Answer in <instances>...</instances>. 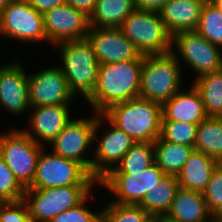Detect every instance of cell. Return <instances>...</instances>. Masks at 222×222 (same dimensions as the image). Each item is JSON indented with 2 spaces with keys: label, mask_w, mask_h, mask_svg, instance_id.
I'll return each mask as SVG.
<instances>
[{
  "label": "cell",
  "mask_w": 222,
  "mask_h": 222,
  "mask_svg": "<svg viewBox=\"0 0 222 222\" xmlns=\"http://www.w3.org/2000/svg\"><path fill=\"white\" fill-rule=\"evenodd\" d=\"M144 55L136 60L99 65L97 85L86 99L95 113L110 106L140 97L141 69Z\"/></svg>",
  "instance_id": "obj_1"
},
{
  "label": "cell",
  "mask_w": 222,
  "mask_h": 222,
  "mask_svg": "<svg viewBox=\"0 0 222 222\" xmlns=\"http://www.w3.org/2000/svg\"><path fill=\"white\" fill-rule=\"evenodd\" d=\"M135 142L154 143L161 134L162 105L141 97L110 106L102 113Z\"/></svg>",
  "instance_id": "obj_2"
},
{
  "label": "cell",
  "mask_w": 222,
  "mask_h": 222,
  "mask_svg": "<svg viewBox=\"0 0 222 222\" xmlns=\"http://www.w3.org/2000/svg\"><path fill=\"white\" fill-rule=\"evenodd\" d=\"M62 58L60 69L64 73L70 90L85 100L97 85L99 63L88 39L65 41L54 45Z\"/></svg>",
  "instance_id": "obj_3"
},
{
  "label": "cell",
  "mask_w": 222,
  "mask_h": 222,
  "mask_svg": "<svg viewBox=\"0 0 222 222\" xmlns=\"http://www.w3.org/2000/svg\"><path fill=\"white\" fill-rule=\"evenodd\" d=\"M181 71V64L172 52L144 56L140 97L163 105L182 90L183 73Z\"/></svg>",
  "instance_id": "obj_4"
},
{
  "label": "cell",
  "mask_w": 222,
  "mask_h": 222,
  "mask_svg": "<svg viewBox=\"0 0 222 222\" xmlns=\"http://www.w3.org/2000/svg\"><path fill=\"white\" fill-rule=\"evenodd\" d=\"M124 36L144 55H162L172 50V35L159 12L135 9L120 26Z\"/></svg>",
  "instance_id": "obj_5"
},
{
  "label": "cell",
  "mask_w": 222,
  "mask_h": 222,
  "mask_svg": "<svg viewBox=\"0 0 222 222\" xmlns=\"http://www.w3.org/2000/svg\"><path fill=\"white\" fill-rule=\"evenodd\" d=\"M46 151L44 148L41 150L33 182L26 189L98 185V181L82 164Z\"/></svg>",
  "instance_id": "obj_6"
},
{
  "label": "cell",
  "mask_w": 222,
  "mask_h": 222,
  "mask_svg": "<svg viewBox=\"0 0 222 222\" xmlns=\"http://www.w3.org/2000/svg\"><path fill=\"white\" fill-rule=\"evenodd\" d=\"M104 120L105 116L98 113L82 119H73L72 117L61 133L50 143L52 152L77 161L92 175V158L83 156L87 155L86 152H89L90 146L97 140Z\"/></svg>",
  "instance_id": "obj_7"
},
{
  "label": "cell",
  "mask_w": 222,
  "mask_h": 222,
  "mask_svg": "<svg viewBox=\"0 0 222 222\" xmlns=\"http://www.w3.org/2000/svg\"><path fill=\"white\" fill-rule=\"evenodd\" d=\"M92 189L93 186L25 189L23 200L33 222H49L53 217L82 203Z\"/></svg>",
  "instance_id": "obj_8"
},
{
  "label": "cell",
  "mask_w": 222,
  "mask_h": 222,
  "mask_svg": "<svg viewBox=\"0 0 222 222\" xmlns=\"http://www.w3.org/2000/svg\"><path fill=\"white\" fill-rule=\"evenodd\" d=\"M43 145L33 141L23 129L0 133V154L15 178L26 189L32 182Z\"/></svg>",
  "instance_id": "obj_9"
},
{
  "label": "cell",
  "mask_w": 222,
  "mask_h": 222,
  "mask_svg": "<svg viewBox=\"0 0 222 222\" xmlns=\"http://www.w3.org/2000/svg\"><path fill=\"white\" fill-rule=\"evenodd\" d=\"M220 48L196 31H183L172 36V54L180 64L182 59V62H186V66L189 65L194 72H197L196 78L222 70Z\"/></svg>",
  "instance_id": "obj_10"
},
{
  "label": "cell",
  "mask_w": 222,
  "mask_h": 222,
  "mask_svg": "<svg viewBox=\"0 0 222 222\" xmlns=\"http://www.w3.org/2000/svg\"><path fill=\"white\" fill-rule=\"evenodd\" d=\"M165 176L163 170L154 162L143 171H132L131 174H106L98 184L108 188V191L117 198L110 202L139 205L146 193L158 186Z\"/></svg>",
  "instance_id": "obj_11"
},
{
  "label": "cell",
  "mask_w": 222,
  "mask_h": 222,
  "mask_svg": "<svg viewBox=\"0 0 222 222\" xmlns=\"http://www.w3.org/2000/svg\"><path fill=\"white\" fill-rule=\"evenodd\" d=\"M0 35L30 43L47 41L43 14L28 0H14L0 11Z\"/></svg>",
  "instance_id": "obj_12"
},
{
  "label": "cell",
  "mask_w": 222,
  "mask_h": 222,
  "mask_svg": "<svg viewBox=\"0 0 222 222\" xmlns=\"http://www.w3.org/2000/svg\"><path fill=\"white\" fill-rule=\"evenodd\" d=\"M28 83L31 108L69 105L72 99L76 98L59 65L50 66L37 73H28Z\"/></svg>",
  "instance_id": "obj_13"
},
{
  "label": "cell",
  "mask_w": 222,
  "mask_h": 222,
  "mask_svg": "<svg viewBox=\"0 0 222 222\" xmlns=\"http://www.w3.org/2000/svg\"><path fill=\"white\" fill-rule=\"evenodd\" d=\"M47 42L56 45L65 41L86 39L89 16L65 3L43 14Z\"/></svg>",
  "instance_id": "obj_14"
},
{
  "label": "cell",
  "mask_w": 222,
  "mask_h": 222,
  "mask_svg": "<svg viewBox=\"0 0 222 222\" xmlns=\"http://www.w3.org/2000/svg\"><path fill=\"white\" fill-rule=\"evenodd\" d=\"M87 39L100 65L136 60L142 55L120 28L90 26Z\"/></svg>",
  "instance_id": "obj_15"
},
{
  "label": "cell",
  "mask_w": 222,
  "mask_h": 222,
  "mask_svg": "<svg viewBox=\"0 0 222 222\" xmlns=\"http://www.w3.org/2000/svg\"><path fill=\"white\" fill-rule=\"evenodd\" d=\"M0 105L17 116L31 108L28 74L17 60L0 66Z\"/></svg>",
  "instance_id": "obj_16"
},
{
  "label": "cell",
  "mask_w": 222,
  "mask_h": 222,
  "mask_svg": "<svg viewBox=\"0 0 222 222\" xmlns=\"http://www.w3.org/2000/svg\"><path fill=\"white\" fill-rule=\"evenodd\" d=\"M105 130L93 151L92 176L99 181L111 169L115 168L128 150L136 143L128 134L113 125L106 117ZM113 165V166H112Z\"/></svg>",
  "instance_id": "obj_17"
},
{
  "label": "cell",
  "mask_w": 222,
  "mask_h": 222,
  "mask_svg": "<svg viewBox=\"0 0 222 222\" xmlns=\"http://www.w3.org/2000/svg\"><path fill=\"white\" fill-rule=\"evenodd\" d=\"M69 109V105L30 108L32 112L28 121L30 126L23 131L38 144L43 146L44 142L50 144L71 120Z\"/></svg>",
  "instance_id": "obj_18"
},
{
  "label": "cell",
  "mask_w": 222,
  "mask_h": 222,
  "mask_svg": "<svg viewBox=\"0 0 222 222\" xmlns=\"http://www.w3.org/2000/svg\"><path fill=\"white\" fill-rule=\"evenodd\" d=\"M206 0H169L159 11L165 28L173 36L183 31H195Z\"/></svg>",
  "instance_id": "obj_19"
},
{
  "label": "cell",
  "mask_w": 222,
  "mask_h": 222,
  "mask_svg": "<svg viewBox=\"0 0 222 222\" xmlns=\"http://www.w3.org/2000/svg\"><path fill=\"white\" fill-rule=\"evenodd\" d=\"M170 222H214L203 192L179 188L163 217Z\"/></svg>",
  "instance_id": "obj_20"
},
{
  "label": "cell",
  "mask_w": 222,
  "mask_h": 222,
  "mask_svg": "<svg viewBox=\"0 0 222 222\" xmlns=\"http://www.w3.org/2000/svg\"><path fill=\"white\" fill-rule=\"evenodd\" d=\"M206 118L201 96L193 85L190 90L178 91L162 105L161 120L199 124Z\"/></svg>",
  "instance_id": "obj_21"
},
{
  "label": "cell",
  "mask_w": 222,
  "mask_h": 222,
  "mask_svg": "<svg viewBox=\"0 0 222 222\" xmlns=\"http://www.w3.org/2000/svg\"><path fill=\"white\" fill-rule=\"evenodd\" d=\"M219 162L208 154L193 150L176 176L180 188L203 192Z\"/></svg>",
  "instance_id": "obj_22"
},
{
  "label": "cell",
  "mask_w": 222,
  "mask_h": 222,
  "mask_svg": "<svg viewBox=\"0 0 222 222\" xmlns=\"http://www.w3.org/2000/svg\"><path fill=\"white\" fill-rule=\"evenodd\" d=\"M135 9L134 0H97L89 16V25L101 28H120L124 19Z\"/></svg>",
  "instance_id": "obj_23"
},
{
  "label": "cell",
  "mask_w": 222,
  "mask_h": 222,
  "mask_svg": "<svg viewBox=\"0 0 222 222\" xmlns=\"http://www.w3.org/2000/svg\"><path fill=\"white\" fill-rule=\"evenodd\" d=\"M180 188L176 176L166 175L151 191H148L139 204L154 219L162 218L169 211Z\"/></svg>",
  "instance_id": "obj_24"
},
{
  "label": "cell",
  "mask_w": 222,
  "mask_h": 222,
  "mask_svg": "<svg viewBox=\"0 0 222 222\" xmlns=\"http://www.w3.org/2000/svg\"><path fill=\"white\" fill-rule=\"evenodd\" d=\"M153 146L155 163L168 176H177L194 150L192 146L164 141L161 137Z\"/></svg>",
  "instance_id": "obj_25"
},
{
  "label": "cell",
  "mask_w": 222,
  "mask_h": 222,
  "mask_svg": "<svg viewBox=\"0 0 222 222\" xmlns=\"http://www.w3.org/2000/svg\"><path fill=\"white\" fill-rule=\"evenodd\" d=\"M199 92L207 117H222V70L195 78L192 82Z\"/></svg>",
  "instance_id": "obj_26"
},
{
  "label": "cell",
  "mask_w": 222,
  "mask_h": 222,
  "mask_svg": "<svg viewBox=\"0 0 222 222\" xmlns=\"http://www.w3.org/2000/svg\"><path fill=\"white\" fill-rule=\"evenodd\" d=\"M194 150L222 163V118L207 117L198 124Z\"/></svg>",
  "instance_id": "obj_27"
},
{
  "label": "cell",
  "mask_w": 222,
  "mask_h": 222,
  "mask_svg": "<svg viewBox=\"0 0 222 222\" xmlns=\"http://www.w3.org/2000/svg\"><path fill=\"white\" fill-rule=\"evenodd\" d=\"M154 162L153 143L136 142L117 166L111 169L107 174H131L132 171H143Z\"/></svg>",
  "instance_id": "obj_28"
},
{
  "label": "cell",
  "mask_w": 222,
  "mask_h": 222,
  "mask_svg": "<svg viewBox=\"0 0 222 222\" xmlns=\"http://www.w3.org/2000/svg\"><path fill=\"white\" fill-rule=\"evenodd\" d=\"M195 31L222 49V12L209 0H206L202 7Z\"/></svg>",
  "instance_id": "obj_29"
},
{
  "label": "cell",
  "mask_w": 222,
  "mask_h": 222,
  "mask_svg": "<svg viewBox=\"0 0 222 222\" xmlns=\"http://www.w3.org/2000/svg\"><path fill=\"white\" fill-rule=\"evenodd\" d=\"M102 222H155V219L139 205L109 201L102 208Z\"/></svg>",
  "instance_id": "obj_30"
},
{
  "label": "cell",
  "mask_w": 222,
  "mask_h": 222,
  "mask_svg": "<svg viewBox=\"0 0 222 222\" xmlns=\"http://www.w3.org/2000/svg\"><path fill=\"white\" fill-rule=\"evenodd\" d=\"M198 124L161 120L160 137L171 143L189 145L194 148Z\"/></svg>",
  "instance_id": "obj_31"
},
{
  "label": "cell",
  "mask_w": 222,
  "mask_h": 222,
  "mask_svg": "<svg viewBox=\"0 0 222 222\" xmlns=\"http://www.w3.org/2000/svg\"><path fill=\"white\" fill-rule=\"evenodd\" d=\"M25 188L15 178L0 154V202L19 201L24 198Z\"/></svg>",
  "instance_id": "obj_32"
},
{
  "label": "cell",
  "mask_w": 222,
  "mask_h": 222,
  "mask_svg": "<svg viewBox=\"0 0 222 222\" xmlns=\"http://www.w3.org/2000/svg\"><path fill=\"white\" fill-rule=\"evenodd\" d=\"M207 207L215 219L222 213V163L213 170L207 188L203 191Z\"/></svg>",
  "instance_id": "obj_33"
},
{
  "label": "cell",
  "mask_w": 222,
  "mask_h": 222,
  "mask_svg": "<svg viewBox=\"0 0 222 222\" xmlns=\"http://www.w3.org/2000/svg\"><path fill=\"white\" fill-rule=\"evenodd\" d=\"M94 195L91 193L78 206L66 210L65 212L53 217L49 222H102V210L97 212L87 209L86 201Z\"/></svg>",
  "instance_id": "obj_34"
},
{
  "label": "cell",
  "mask_w": 222,
  "mask_h": 222,
  "mask_svg": "<svg viewBox=\"0 0 222 222\" xmlns=\"http://www.w3.org/2000/svg\"><path fill=\"white\" fill-rule=\"evenodd\" d=\"M0 222H33L25 201L0 202Z\"/></svg>",
  "instance_id": "obj_35"
},
{
  "label": "cell",
  "mask_w": 222,
  "mask_h": 222,
  "mask_svg": "<svg viewBox=\"0 0 222 222\" xmlns=\"http://www.w3.org/2000/svg\"><path fill=\"white\" fill-rule=\"evenodd\" d=\"M28 2L39 13L44 14L57 6L65 4L66 0H28Z\"/></svg>",
  "instance_id": "obj_36"
},
{
  "label": "cell",
  "mask_w": 222,
  "mask_h": 222,
  "mask_svg": "<svg viewBox=\"0 0 222 222\" xmlns=\"http://www.w3.org/2000/svg\"><path fill=\"white\" fill-rule=\"evenodd\" d=\"M169 0H134L135 7L138 10L159 12L162 6Z\"/></svg>",
  "instance_id": "obj_37"
},
{
  "label": "cell",
  "mask_w": 222,
  "mask_h": 222,
  "mask_svg": "<svg viewBox=\"0 0 222 222\" xmlns=\"http://www.w3.org/2000/svg\"><path fill=\"white\" fill-rule=\"evenodd\" d=\"M97 0H66V3L77 10L84 12L87 16L92 13Z\"/></svg>",
  "instance_id": "obj_38"
},
{
  "label": "cell",
  "mask_w": 222,
  "mask_h": 222,
  "mask_svg": "<svg viewBox=\"0 0 222 222\" xmlns=\"http://www.w3.org/2000/svg\"><path fill=\"white\" fill-rule=\"evenodd\" d=\"M209 1L222 12V0H209Z\"/></svg>",
  "instance_id": "obj_39"
},
{
  "label": "cell",
  "mask_w": 222,
  "mask_h": 222,
  "mask_svg": "<svg viewBox=\"0 0 222 222\" xmlns=\"http://www.w3.org/2000/svg\"><path fill=\"white\" fill-rule=\"evenodd\" d=\"M12 1L14 0H0V11L3 10Z\"/></svg>",
  "instance_id": "obj_40"
},
{
  "label": "cell",
  "mask_w": 222,
  "mask_h": 222,
  "mask_svg": "<svg viewBox=\"0 0 222 222\" xmlns=\"http://www.w3.org/2000/svg\"><path fill=\"white\" fill-rule=\"evenodd\" d=\"M214 222H222V213L214 219Z\"/></svg>",
  "instance_id": "obj_41"
},
{
  "label": "cell",
  "mask_w": 222,
  "mask_h": 222,
  "mask_svg": "<svg viewBox=\"0 0 222 222\" xmlns=\"http://www.w3.org/2000/svg\"><path fill=\"white\" fill-rule=\"evenodd\" d=\"M155 222H170V221L165 220V219L162 217V218L155 219Z\"/></svg>",
  "instance_id": "obj_42"
}]
</instances>
